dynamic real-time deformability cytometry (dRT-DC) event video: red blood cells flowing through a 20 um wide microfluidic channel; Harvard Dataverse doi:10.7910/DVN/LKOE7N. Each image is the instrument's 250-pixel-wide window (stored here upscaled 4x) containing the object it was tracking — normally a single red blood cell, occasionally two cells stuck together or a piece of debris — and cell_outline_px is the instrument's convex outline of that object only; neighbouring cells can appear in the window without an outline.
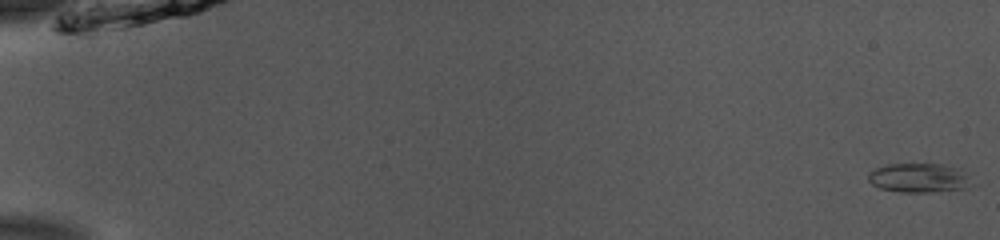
{"species": "common noctule bat (a hibernating species)", "species_latin": "Nyctalus noctula", "temperature_condition": "room temperature", "stored_images_in_passage": 52, "camera_frame_rate_fps": 3000, "um_per_image_px": 0.085, "animal": {"sex": "male", "body_mass_g": 13.0, "forearm_length_mm": 53.1}, "frame": {"image": 1, "passage_image": 1, "time_ms": 0.0, "image_size_px": [1000, 240], "cell_outline_px": [[968, 188], [936, 192], [900, 192], [880, 188], [872, 184], [868, 180], [868, 172], [876, 168], [888, 164], [940, 164], [960, 168], [968, 176]], "centroid_in_image_um": [78.08, 15.12], "position_along_channel_um": 6.9, "area_um2": 17.57}}
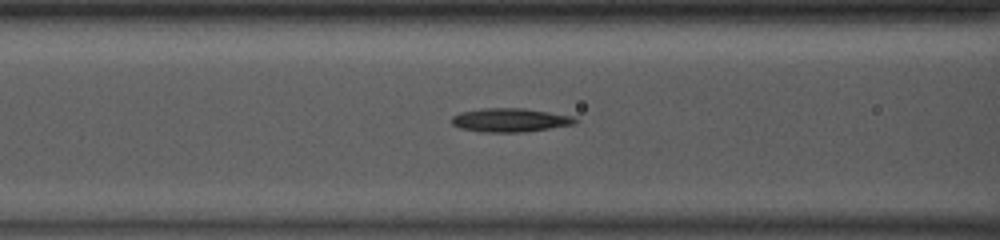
{"frame": {"image": 2, "passage_image": 23, "time_ms": 7.333, "image_size_px": [1000, 240], "cell_outline_px": [[580, 120], [576, 124], [524, 132], [480, 132], [460, 128], [452, 124], [452, 116], [460, 112], [484, 108], [524, 108], [572, 116]], "centroid_in_image_um": [43.37, 10.21], "position_along_channel_um": 123.2, "area_um2": 17.11}}
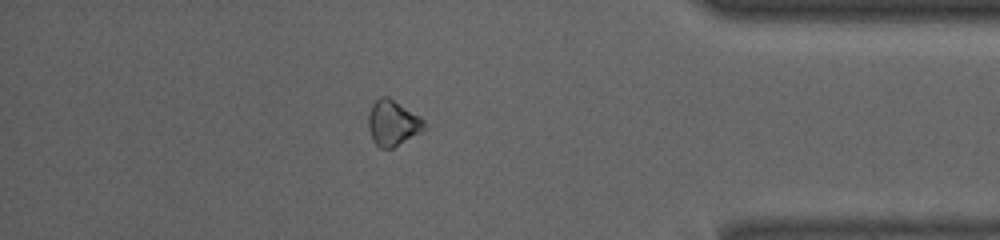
{"frame": {"image": 3, "passage_image": 46, "time_ms": 15.0, "image_size_px": [1000, 240], "cell_outline_px": [[424, 128], [420, 132], [392, 148], [380, 148], [372, 140], [368, 128], [368, 116], [372, 104], [380, 96], [388, 96], [420, 116], [424, 120]], "centroid_in_image_um": [33.35, 10.44], "position_along_channel_um": 401.9, "area_um2": 14.68}, "authors_computed_cell_mechanics": {"area_um2": 16.5308, "velocity_mm_per_s": 3.9398, "shape_relaxation_time_tau1_ms": 1.4977, "shape_relaxation_time_tau2_ms": null, "deformation_change_tau1": 0.089, "deformation_change_tau2": null}}